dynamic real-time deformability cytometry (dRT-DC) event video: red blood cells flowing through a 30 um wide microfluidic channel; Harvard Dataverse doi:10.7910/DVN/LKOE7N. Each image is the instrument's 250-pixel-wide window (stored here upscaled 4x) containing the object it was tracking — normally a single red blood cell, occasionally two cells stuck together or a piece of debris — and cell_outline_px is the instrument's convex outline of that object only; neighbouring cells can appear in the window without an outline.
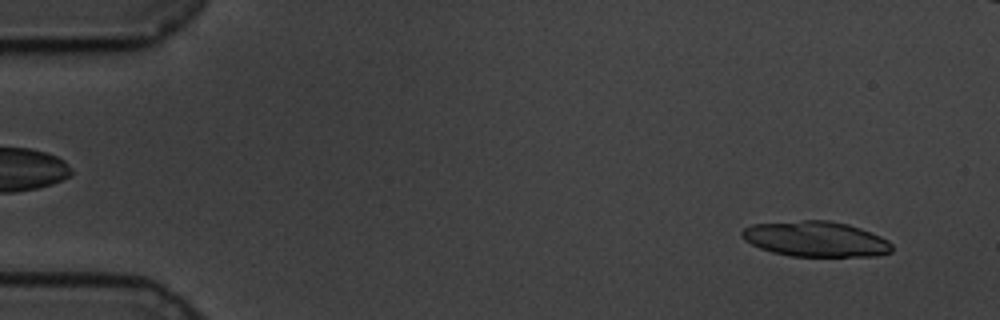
{"species": "common noctule bat (a hibernating species)", "species_latin": "Nyctalus noctula", "temperature_condition": "cold", "stored_images_in_passage": 22, "camera_frame_rate_fps": 3000, "um_per_image_px": 0.085, "animal": {"sex": "male", "body_mass_g": 19.5, "forearm_length_mm": 54.6}, "frame": {"image": 1, "passage_image": 4, "time_ms": 1.0, "image_size_px": [1000, 320], "cell_outline_px": [[892, 252], [876, 256], [792, 256], [772, 252], [760, 248], [744, 240], [740, 236], [740, 232], [744, 228], [752, 224], [804, 220], [828, 220], [848, 224], [860, 228], [880, 236], [888, 240], [892, 244]], "centroid_in_image_um": [69.33, 20.31], "position_along_channel_um": 15.7, "area_um2": 30.98}}